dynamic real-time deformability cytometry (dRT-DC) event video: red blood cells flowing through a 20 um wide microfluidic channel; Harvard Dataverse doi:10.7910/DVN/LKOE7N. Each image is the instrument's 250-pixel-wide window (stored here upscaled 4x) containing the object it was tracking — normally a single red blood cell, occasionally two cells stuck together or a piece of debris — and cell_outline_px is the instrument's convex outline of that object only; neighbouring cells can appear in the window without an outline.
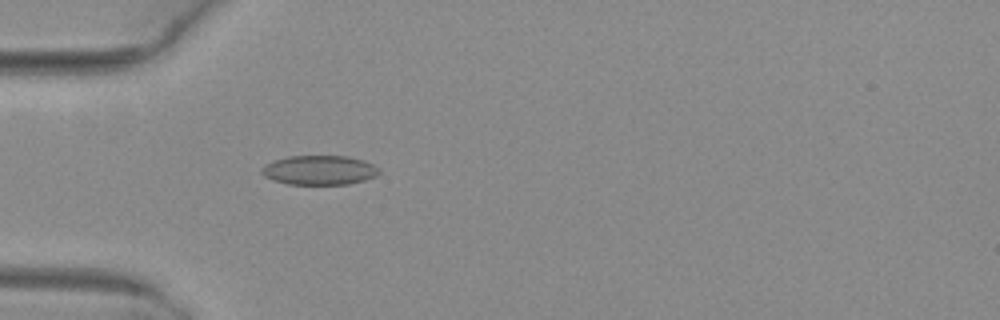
{"species": "common noctule bat (a hibernating species)", "species_latin": "Nyctalus noctula", "temperature_condition": "warm", "stored_images_in_passage": 49, "camera_frame_rate_fps": 3000, "um_per_image_px": 0.085, "animal": {"sex": "female", "body_mass_g": 29.2, "forearm_length_mm": 56.3}, "frame": {"image": 1, "passage_image": 14, "time_ms": 4.333, "image_size_px": [1000, 320], "cell_outline_px": [[380, 172], [376, 176], [364, 180], [348, 184], [288, 184], [272, 180], [264, 176], [260, 172], [260, 168], [264, 164], [288, 156], [348, 156], [364, 160], [380, 168]], "centroid_in_image_um": [27.14, 14.46], "position_along_channel_um": 57.9, "area_um2": 20.23}}
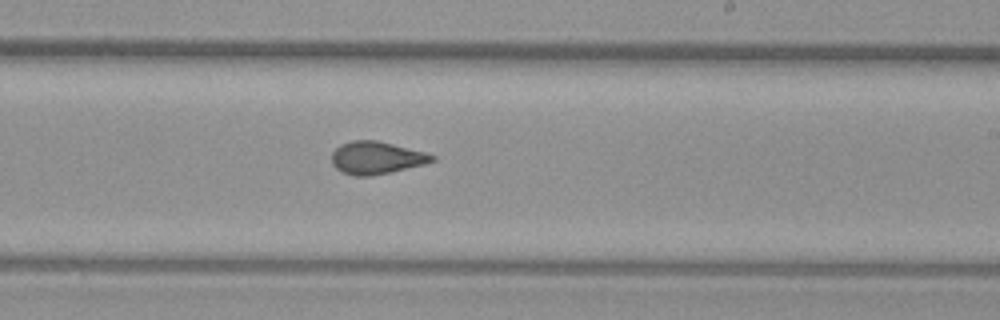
{"frame": {"image": 2, "passage_image": 29, "time_ms": 9.333, "image_size_px": [1000, 320], "cell_outline_px": [[436, 160], [424, 164], [392, 172], [372, 176], [352, 176], [336, 168], [332, 164], [332, 152], [340, 144], [352, 140], [376, 140], [424, 152], [436, 156]], "centroid_in_image_um": [31.98, 13.42], "position_along_channel_um": 257.0, "area_um2": 19.02}}
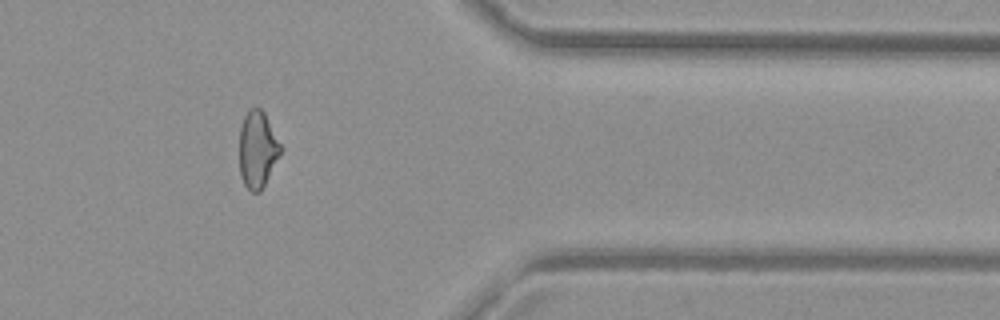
{"frame": {"image": 3, "passage_image": 40, "time_ms": 13.0, "image_size_px": [1000, 320], "cell_outline_px": [[284, 148], [260, 192], [252, 192], [244, 184], [240, 176], [240, 128], [244, 116], [248, 108], [260, 108], [264, 112]], "centroid_in_image_um": [21.91, 12.69], "position_along_channel_um": 389.5, "area_um2": 18.55}, "authors_computed_cell_mechanics": {"area_um2": 19.5364, "velocity_mm_per_s": 4.1013, "shape_relaxation_time_tau1_ms": null, "shape_relaxation_time_tau2_ms": 1.1377, "deformation_change_tau1": null, "deformation_change_tau2": 0.0706}}